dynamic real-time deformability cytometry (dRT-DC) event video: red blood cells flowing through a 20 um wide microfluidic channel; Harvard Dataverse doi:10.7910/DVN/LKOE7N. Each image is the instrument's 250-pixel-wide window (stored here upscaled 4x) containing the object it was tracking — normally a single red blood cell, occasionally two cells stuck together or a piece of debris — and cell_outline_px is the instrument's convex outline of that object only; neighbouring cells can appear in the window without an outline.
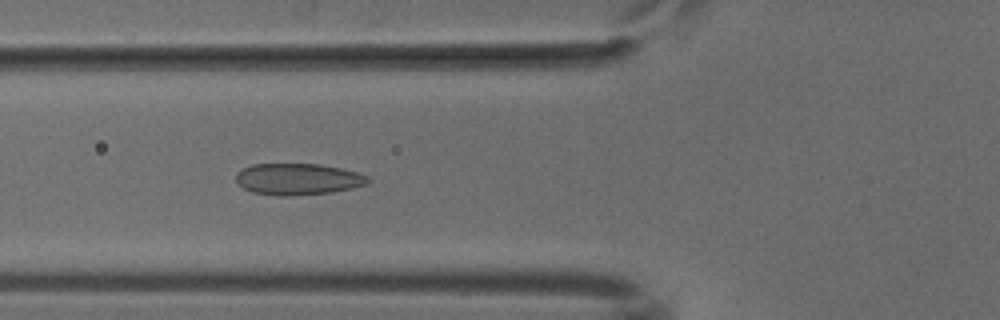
{"species": "common noctule bat (a hibernating species)", "species_latin": "Nyctalus noctula", "temperature_condition": "cold", "stored_images_in_passage": 39, "camera_frame_rate_fps": 3000, "um_per_image_px": 0.085, "animal": {"sex": "male", "body_mass_g": 18.8}, "frame": {"image": 1, "passage_image": 11, "time_ms": 3.333, "image_size_px": [1000, 320], "cell_outline_px": [[368, 180], [364, 184], [352, 188], [332, 192], [288, 196], [280, 196], [252, 192], [236, 184], [236, 172], [252, 164], [320, 164], [360, 172], [368, 176]], "centroid_in_image_um": [25.29, 15.22], "position_along_channel_um": 100.5, "area_um2": 24.22}}
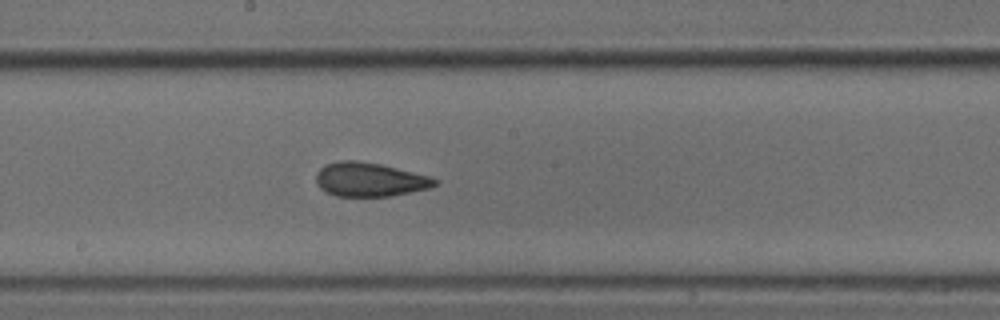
{"frame": {"image": 2, "passage_image": 20, "time_ms": 6.333, "image_size_px": [1000, 320], "cell_outline_px": [[440, 180], [432, 188], [388, 196], [336, 196], [320, 188], [316, 184], [316, 172], [324, 164], [340, 160], [356, 160], [380, 164], [432, 176]], "centroid_in_image_um": [31.44, 15.25], "position_along_channel_um": 216.8, "area_um2": 23.7}}
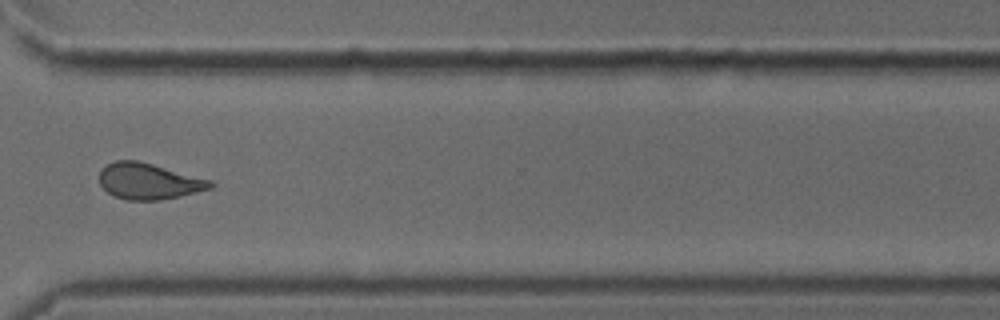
{"frame": {"image": 3, "passage_image": 31, "time_ms": 10.0, "image_size_px": [1000, 320], "cell_outline_px": [[216, 184], [212, 188], [180, 196], [160, 200], [124, 200], [112, 196], [100, 184], [100, 168], [116, 160], [136, 160], [152, 164], [212, 180]], "centroid_in_image_um": [12.64, 15.41], "position_along_channel_um": 358.0, "area_um2": 23.41}}